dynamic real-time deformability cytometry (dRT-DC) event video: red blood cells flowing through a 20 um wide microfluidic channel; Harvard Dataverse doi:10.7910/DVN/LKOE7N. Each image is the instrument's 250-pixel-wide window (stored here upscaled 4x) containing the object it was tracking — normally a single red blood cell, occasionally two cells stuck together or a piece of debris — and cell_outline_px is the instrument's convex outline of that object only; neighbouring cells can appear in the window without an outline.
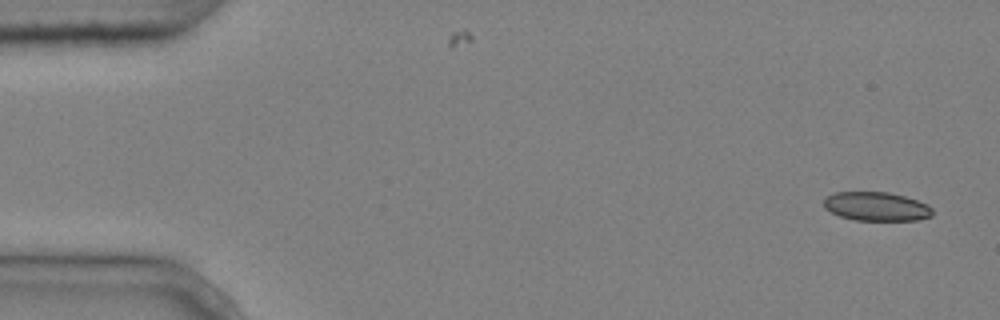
{"species": "common noctule bat (a hibernating species)", "species_latin": "Nyctalus noctula", "temperature_condition": "cold", "stored_images_in_passage": 7, "camera_frame_rate_fps": 3000, "um_per_image_px": 0.085, "animal": {"sex": "male", "body_mass_g": 20.4}, "frame": {"image": 1, "passage_image": 1, "time_ms": 0.0, "image_size_px": [1000, 320], "cell_outline_px": [[932, 216], [916, 220], [856, 220], [840, 216], [824, 208], [824, 196], [836, 192], [888, 192], [904, 196], [928, 204], [932, 208]], "centroid_in_image_um": [74.48, 17.54], "position_along_channel_um": 10.5, "area_um2": 18.26}}
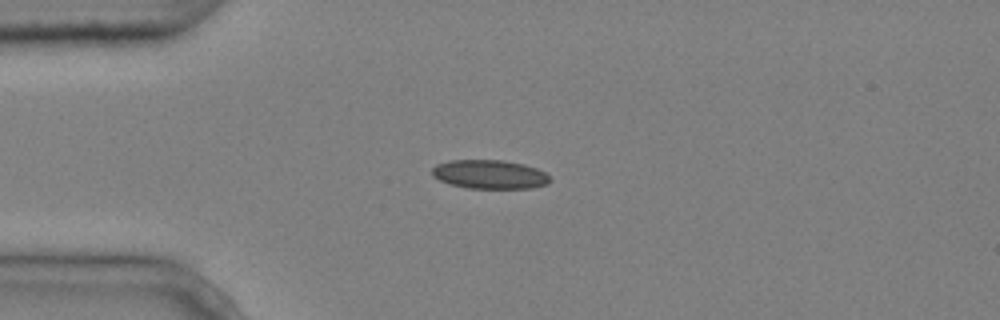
{"frame": {"image": 2, "passage_image": 4, "time_ms": 1.0, "image_size_px": [1000, 320], "cell_outline_px": [[552, 180], [548, 184], [532, 188], [468, 188], [448, 184], [432, 176], [432, 168], [436, 164], [448, 160], [504, 160], [524, 164], [536, 168], [544, 172]], "centroid_in_image_um": [41.61, 14.82], "position_along_channel_um": 43.4, "area_um2": 20.0}}